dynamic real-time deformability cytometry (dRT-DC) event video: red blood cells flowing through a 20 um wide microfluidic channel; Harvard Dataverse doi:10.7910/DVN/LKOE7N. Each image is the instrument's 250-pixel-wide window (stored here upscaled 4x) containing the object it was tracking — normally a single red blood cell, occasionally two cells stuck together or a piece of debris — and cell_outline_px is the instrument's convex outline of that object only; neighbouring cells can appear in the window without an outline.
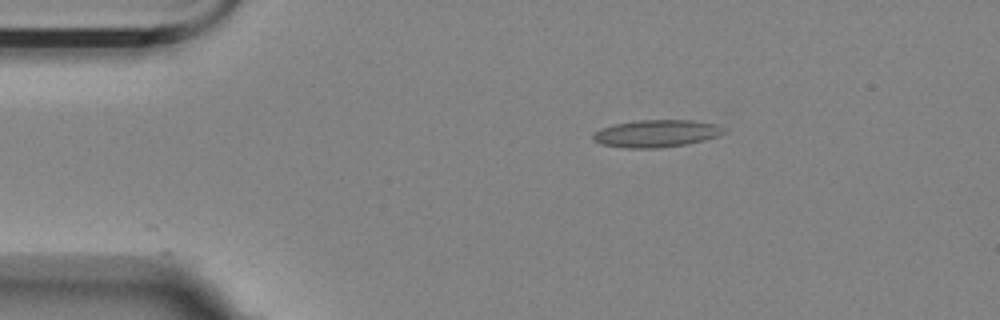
{"species": "Egyptian fruit bat (a non-hibernating species)", "species_latin": "Rousettus aegyptiacus", "temperature_condition": "room temperature", "stored_images_in_passage": 21, "camera_frame_rate_fps": 3000, "um_per_image_px": 0.085, "animal": {"sex": "female"}, "frame": {"image": 1, "passage_image": 1, "time_ms": 0.0, "image_size_px": [1000, 320], "cell_outline_px": [[728, 132], [704, 140], [688, 144], [660, 148], [628, 148], [600, 144], [592, 140], [592, 136], [600, 128], [616, 124], [636, 120], [692, 120], [716, 124], [728, 128]], "centroid_in_image_um": [55.83, 11.35], "position_along_channel_um": 29.2, "area_um2": 21.04}}
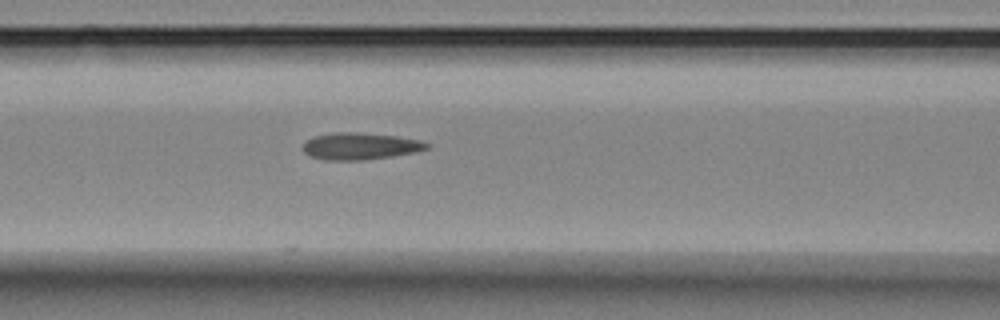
{"frame": {"image": 2, "passage_image": 14, "time_ms": 4.333, "image_size_px": [1000, 320], "cell_outline_px": [[432, 144], [428, 148], [416, 152], [392, 156], [360, 160], [324, 160], [308, 156], [304, 152], [304, 144], [312, 136], [332, 132], [360, 132], [396, 136], [420, 140]], "centroid_in_image_um": [30.61, 12.42], "position_along_channel_um": 136.0, "area_um2": 19.54}}
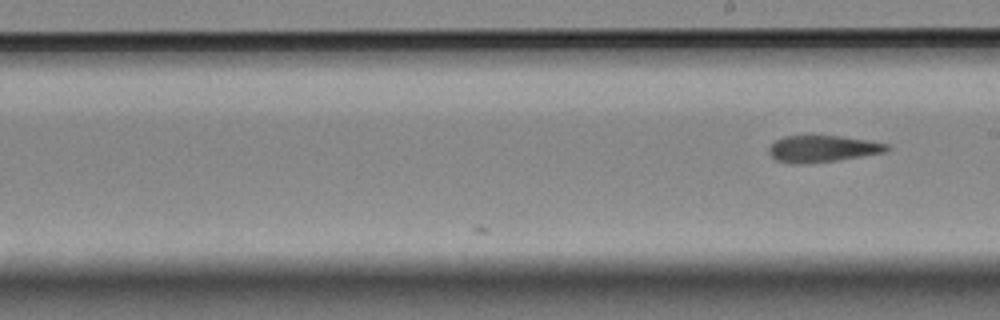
{"frame": {"image": 3, "passage_image": 21, "time_ms": 6.667, "image_size_px": [1000, 320], "cell_outline_px": [[888, 148], [884, 152], [836, 160], [800, 164], [792, 164], [776, 160], [768, 152], [768, 148], [776, 140], [784, 136], [840, 136], [868, 140], [888, 144]], "centroid_in_image_um": [69.87, 12.64], "position_along_channel_um": 219.1, "area_um2": 18.03}}